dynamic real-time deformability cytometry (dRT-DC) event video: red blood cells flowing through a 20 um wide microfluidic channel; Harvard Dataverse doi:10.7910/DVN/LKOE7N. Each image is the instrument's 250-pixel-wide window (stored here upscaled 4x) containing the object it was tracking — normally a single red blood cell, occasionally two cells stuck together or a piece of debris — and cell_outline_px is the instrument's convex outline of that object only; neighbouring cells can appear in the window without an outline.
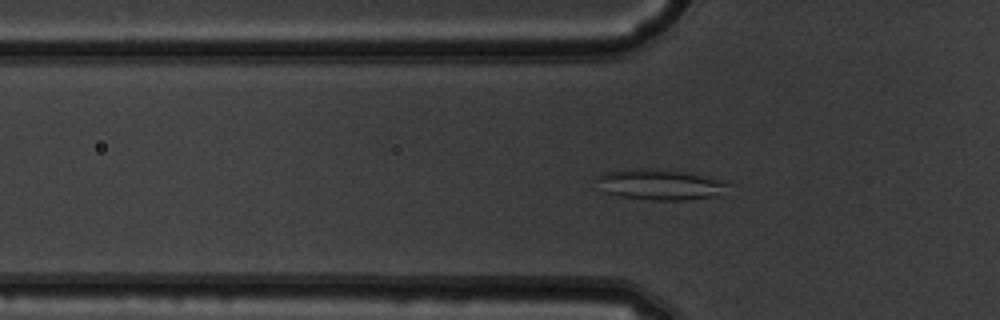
{"species": "common noctule bat (a hibernating species)", "species_latin": "Nyctalus noctula", "temperature_condition": "warm", "stored_images_in_passage": 45, "camera_frame_rate_fps": 3000, "um_per_image_px": 0.085, "animal": {"sex": "male", "body_mass_g": 19.5, "forearm_length_mm": 54.6}, "frame": {"image": 1, "passage_image": 17, "time_ms": 5.333, "image_size_px": [1000, 320], "cell_outline_px": [[716, 184], [708, 196], [628, 196], [616, 192], [612, 176], [624, 172], [660, 172], [692, 176], [708, 180]], "centroid_in_image_um": [56.19, 15.7], "position_along_channel_um": 69.6, "area_um2": 15.26}}
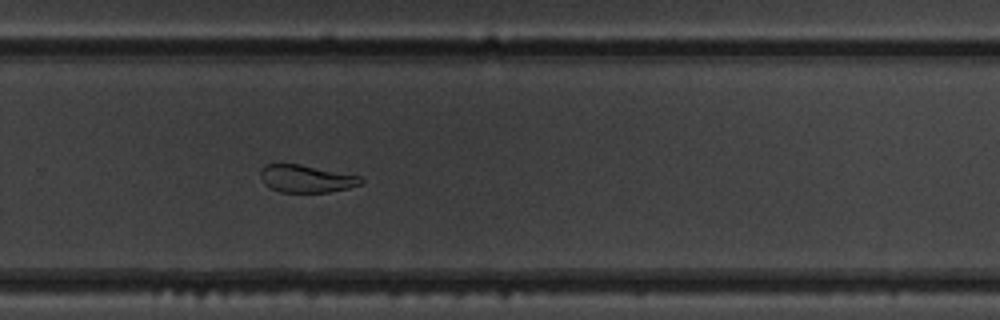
{"frame": {"image": 2, "passage_image": 35, "time_ms": 11.333, "image_size_px": [1000, 320], "cell_outline_px": [[360, 184], [348, 188], [328, 192], [284, 192], [272, 188], [268, 184], [264, 168], [268, 164], [296, 164], [356, 176], [360, 180]], "centroid_in_image_um": [26.09, 15.21], "position_along_channel_um": 303.7, "area_um2": 14.74}}
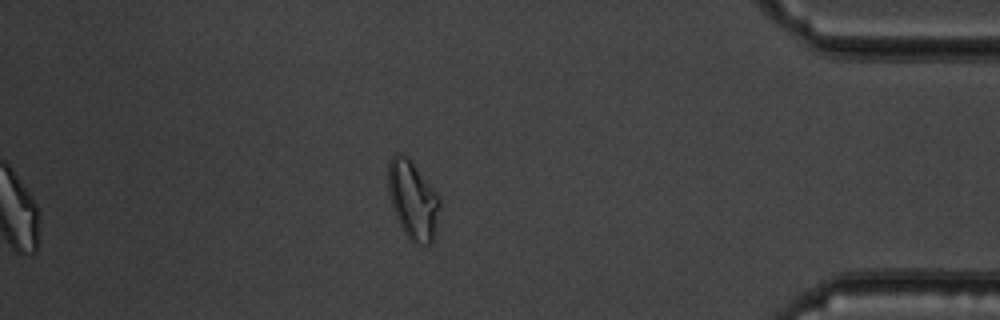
{"frame": {"image": 3, "passage_image": 45, "time_ms": 14.667, "image_size_px": [1000, 320], "cell_outline_px": [[436, 208], [432, 236], [428, 240], [412, 236], [404, 224], [396, 208], [392, 192], [388, 172], [392, 160], [408, 160], [436, 196]], "centroid_in_image_um": [35.09, 16.92], "position_along_channel_um": 400.1, "area_um2": 18.32}, "authors_computed_cell_mechanics": {"area_um2": 15.4904, "velocity_mm_per_s": 3.9092, "shape_relaxation_time_tau1_ms": null, "shape_relaxation_time_tau2_ms": 11.01, "deformation_change_tau1": null, "deformation_change_tau2": 0.1912}}